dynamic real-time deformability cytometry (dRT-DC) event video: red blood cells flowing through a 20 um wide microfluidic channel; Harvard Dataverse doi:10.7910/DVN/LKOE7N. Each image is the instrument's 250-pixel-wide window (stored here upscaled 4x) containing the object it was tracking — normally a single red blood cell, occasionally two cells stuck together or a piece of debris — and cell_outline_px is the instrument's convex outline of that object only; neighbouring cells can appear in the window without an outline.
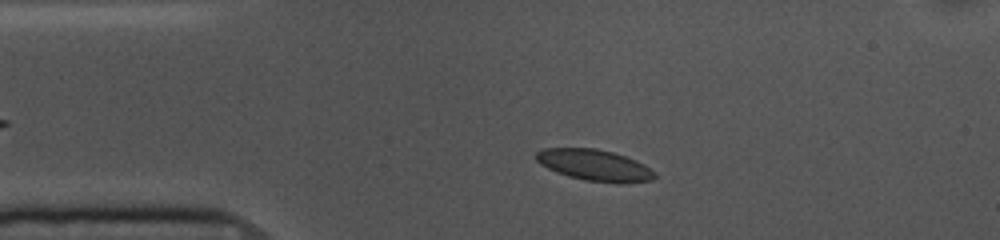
{"species": "common noctule bat (a hibernating species)", "species_latin": "Nyctalus noctula", "temperature_condition": "cold", "stored_images_in_passage": 38, "camera_frame_rate_fps": 3000, "um_per_image_px": 0.085, "animal": {"sex": "female", "body_mass_g": 10.0, "forearm_length_mm": 53.1}, "frame": {"image": 1, "passage_image": 6, "time_ms": 1.667, "image_size_px": [1000, 240], "cell_outline_px": [[656, 176], [652, 180], [620, 184], [616, 184], [584, 180], [568, 176], [556, 172], [540, 164], [536, 160], [536, 152], [544, 148], [596, 148], [612, 152], [636, 160], [644, 164], [656, 172]], "centroid_in_image_um": [50.56, 14.05], "position_along_channel_um": 34.4, "area_um2": 21.79}}
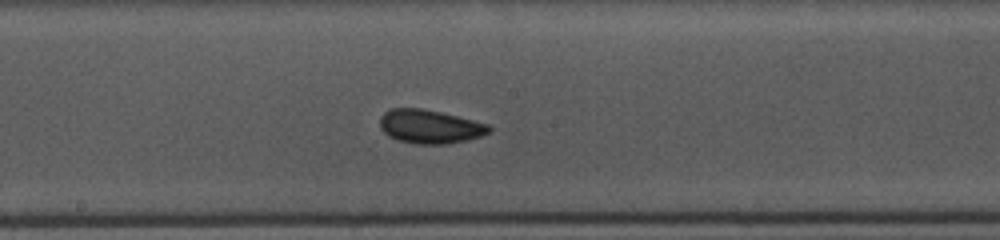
{"frame": {"image": 2, "passage_image": 23, "time_ms": 7.333, "image_size_px": [1000, 240], "cell_outline_px": [[492, 132], [468, 140], [448, 144], [416, 144], [396, 140], [388, 136], [380, 128], [380, 116], [388, 108], [420, 108], [440, 112], [488, 124], [492, 128]], "centroid_in_image_um": [36.52, 10.77], "position_along_channel_um": 211.7, "area_um2": 21.62}}
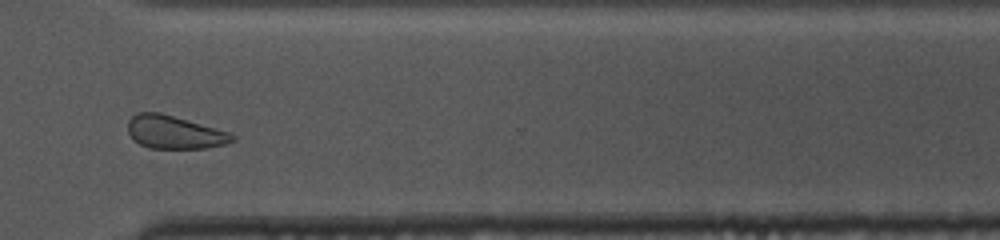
{"frame": {"image": 3, "passage_image": 35, "time_ms": 11.333, "image_size_px": [1000, 240], "cell_outline_px": [[236, 140], [224, 144], [208, 148], [148, 148], [140, 144], [128, 132], [128, 120], [136, 112], [160, 112], [228, 132], [236, 136]], "centroid_in_image_um": [14.82, 11.24], "position_along_channel_um": 355.8, "area_um2": 19.94}, "authors_computed_cell_mechanics": {"area_um2": 20.7213, "velocity_mm_per_s": 3.6014, "shape_relaxation_time_tau1_ms": 2.8326, "shape_relaxation_time_tau2_ms": 1.3498, "deformation_change_tau1": 0.0641, "deformation_change_tau2": 0.0754}}